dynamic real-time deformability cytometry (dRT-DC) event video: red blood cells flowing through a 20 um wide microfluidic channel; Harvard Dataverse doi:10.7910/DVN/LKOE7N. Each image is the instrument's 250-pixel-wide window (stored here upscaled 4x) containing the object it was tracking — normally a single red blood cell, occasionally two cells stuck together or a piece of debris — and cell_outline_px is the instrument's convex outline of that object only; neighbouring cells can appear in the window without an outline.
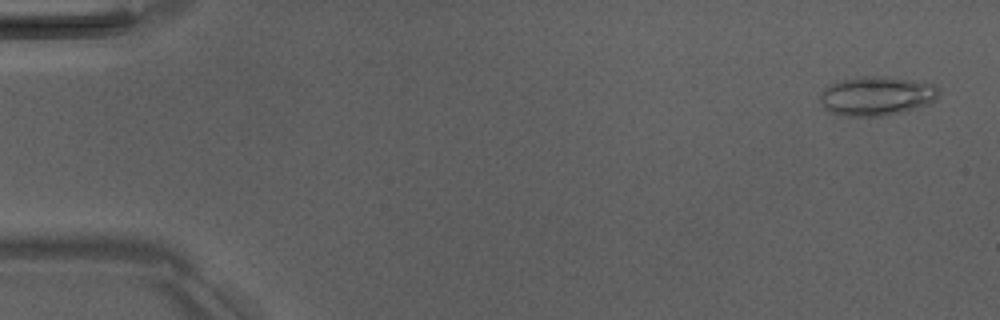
{"species": "Egyptian fruit bat (a non-hibernating species)", "species_latin": "Rousettus aegyptiacus", "temperature_condition": "room temperature", "stored_images_in_passage": 4, "camera_frame_rate_fps": 3000, "um_per_image_px": 0.085, "animal": {"sex": "male"}, "frame": {"image": 1, "passage_image": 1, "time_ms": 0.0, "image_size_px": [1000, 320], "cell_outline_px": [[936, 100], [928, 104], [900, 112], [880, 116], [844, 116], [828, 112], [820, 100], [820, 92], [824, 88], [836, 80], [860, 76], [884, 76], [936, 84]], "centroid_in_image_um": [74.44, 8.14], "position_along_channel_um": 10.6, "area_um2": 27.05}}